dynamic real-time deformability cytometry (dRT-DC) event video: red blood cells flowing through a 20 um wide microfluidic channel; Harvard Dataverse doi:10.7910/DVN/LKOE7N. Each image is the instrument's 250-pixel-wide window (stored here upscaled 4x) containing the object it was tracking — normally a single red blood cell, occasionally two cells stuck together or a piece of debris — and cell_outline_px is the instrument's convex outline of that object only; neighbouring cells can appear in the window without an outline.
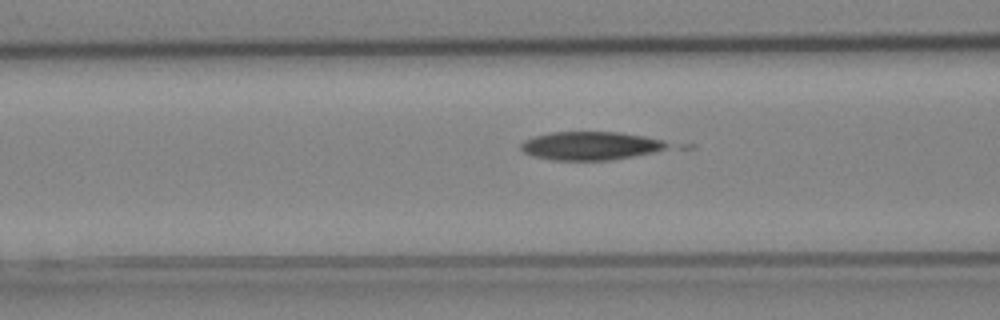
{"species": "Egyptian fruit bat (a non-hibernating species)", "species_latin": "Rousettus aegyptiacus", "temperature_condition": "cold", "stored_images_in_passage": 5, "camera_frame_rate_fps": 3000, "um_per_image_px": 0.085, "animal": {"sex": "female"}, "frame": {"image": 1, "passage_image": 5, "time_ms": 1.333, "image_size_px": [1000, 320], "cell_outline_px": [[672, 144], [664, 148], [652, 152], [612, 160], [556, 160], [532, 156], [524, 152], [520, 148], [520, 144], [524, 140], [536, 136], [552, 132], [620, 132], [644, 136], [664, 140]], "centroid_in_image_um": [50.18, 12.39], "position_along_channel_um": 116.4, "area_um2": 24.1}}